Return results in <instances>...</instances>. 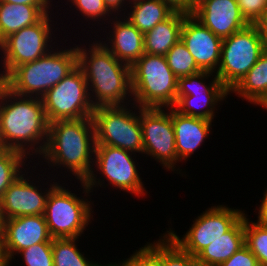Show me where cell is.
Segmentation results:
<instances>
[{
	"mask_svg": "<svg viewBox=\"0 0 267 266\" xmlns=\"http://www.w3.org/2000/svg\"><path fill=\"white\" fill-rule=\"evenodd\" d=\"M249 105L259 106L267 101V51L257 60V63L248 71L243 79L230 91Z\"/></svg>",
	"mask_w": 267,
	"mask_h": 266,
	"instance_id": "obj_25",
	"label": "cell"
},
{
	"mask_svg": "<svg viewBox=\"0 0 267 266\" xmlns=\"http://www.w3.org/2000/svg\"><path fill=\"white\" fill-rule=\"evenodd\" d=\"M180 40L202 71L217 72L222 39L212 33L192 14H187L184 18Z\"/></svg>",
	"mask_w": 267,
	"mask_h": 266,
	"instance_id": "obj_18",
	"label": "cell"
},
{
	"mask_svg": "<svg viewBox=\"0 0 267 266\" xmlns=\"http://www.w3.org/2000/svg\"><path fill=\"white\" fill-rule=\"evenodd\" d=\"M62 38L46 55L15 67L2 84L16 95L42 98L77 66L75 39L71 40L72 36Z\"/></svg>",
	"mask_w": 267,
	"mask_h": 266,
	"instance_id": "obj_4",
	"label": "cell"
},
{
	"mask_svg": "<svg viewBox=\"0 0 267 266\" xmlns=\"http://www.w3.org/2000/svg\"><path fill=\"white\" fill-rule=\"evenodd\" d=\"M245 213V245L256 256L260 266H267V226L251 220Z\"/></svg>",
	"mask_w": 267,
	"mask_h": 266,
	"instance_id": "obj_29",
	"label": "cell"
},
{
	"mask_svg": "<svg viewBox=\"0 0 267 266\" xmlns=\"http://www.w3.org/2000/svg\"><path fill=\"white\" fill-rule=\"evenodd\" d=\"M106 266H121V265L117 262V259L116 260L114 259L113 262L110 261L109 263H106Z\"/></svg>",
	"mask_w": 267,
	"mask_h": 266,
	"instance_id": "obj_45",
	"label": "cell"
},
{
	"mask_svg": "<svg viewBox=\"0 0 267 266\" xmlns=\"http://www.w3.org/2000/svg\"><path fill=\"white\" fill-rule=\"evenodd\" d=\"M265 51H267V33L264 35Z\"/></svg>",
	"mask_w": 267,
	"mask_h": 266,
	"instance_id": "obj_46",
	"label": "cell"
},
{
	"mask_svg": "<svg viewBox=\"0 0 267 266\" xmlns=\"http://www.w3.org/2000/svg\"><path fill=\"white\" fill-rule=\"evenodd\" d=\"M0 266H9V263L4 254V250L2 249L1 243H0Z\"/></svg>",
	"mask_w": 267,
	"mask_h": 266,
	"instance_id": "obj_42",
	"label": "cell"
},
{
	"mask_svg": "<svg viewBox=\"0 0 267 266\" xmlns=\"http://www.w3.org/2000/svg\"><path fill=\"white\" fill-rule=\"evenodd\" d=\"M174 12L168 4L161 0H134L129 2L124 16L145 34Z\"/></svg>",
	"mask_w": 267,
	"mask_h": 266,
	"instance_id": "obj_26",
	"label": "cell"
},
{
	"mask_svg": "<svg viewBox=\"0 0 267 266\" xmlns=\"http://www.w3.org/2000/svg\"><path fill=\"white\" fill-rule=\"evenodd\" d=\"M161 261L163 266H196V257L182 250L169 236L161 233Z\"/></svg>",
	"mask_w": 267,
	"mask_h": 266,
	"instance_id": "obj_32",
	"label": "cell"
},
{
	"mask_svg": "<svg viewBox=\"0 0 267 266\" xmlns=\"http://www.w3.org/2000/svg\"><path fill=\"white\" fill-rule=\"evenodd\" d=\"M16 256L18 258L12 259L9 262V266H13V262L17 263L19 261H22L20 263L21 265L24 264V266H54L52 243H39L32 245L31 247L20 251Z\"/></svg>",
	"mask_w": 267,
	"mask_h": 266,
	"instance_id": "obj_33",
	"label": "cell"
},
{
	"mask_svg": "<svg viewBox=\"0 0 267 266\" xmlns=\"http://www.w3.org/2000/svg\"><path fill=\"white\" fill-rule=\"evenodd\" d=\"M168 4L174 11L184 12V0H161Z\"/></svg>",
	"mask_w": 267,
	"mask_h": 266,
	"instance_id": "obj_41",
	"label": "cell"
},
{
	"mask_svg": "<svg viewBox=\"0 0 267 266\" xmlns=\"http://www.w3.org/2000/svg\"><path fill=\"white\" fill-rule=\"evenodd\" d=\"M0 2L26 5H51L49 0H0Z\"/></svg>",
	"mask_w": 267,
	"mask_h": 266,
	"instance_id": "obj_38",
	"label": "cell"
},
{
	"mask_svg": "<svg viewBox=\"0 0 267 266\" xmlns=\"http://www.w3.org/2000/svg\"><path fill=\"white\" fill-rule=\"evenodd\" d=\"M192 15L221 39L249 25L237 0H205Z\"/></svg>",
	"mask_w": 267,
	"mask_h": 266,
	"instance_id": "obj_20",
	"label": "cell"
},
{
	"mask_svg": "<svg viewBox=\"0 0 267 266\" xmlns=\"http://www.w3.org/2000/svg\"><path fill=\"white\" fill-rule=\"evenodd\" d=\"M205 0H184V13L192 14Z\"/></svg>",
	"mask_w": 267,
	"mask_h": 266,
	"instance_id": "obj_39",
	"label": "cell"
},
{
	"mask_svg": "<svg viewBox=\"0 0 267 266\" xmlns=\"http://www.w3.org/2000/svg\"><path fill=\"white\" fill-rule=\"evenodd\" d=\"M196 266H207V265H202V264L197 263Z\"/></svg>",
	"mask_w": 267,
	"mask_h": 266,
	"instance_id": "obj_49",
	"label": "cell"
},
{
	"mask_svg": "<svg viewBox=\"0 0 267 266\" xmlns=\"http://www.w3.org/2000/svg\"><path fill=\"white\" fill-rule=\"evenodd\" d=\"M1 229H2V221H1V218H0V243H1Z\"/></svg>",
	"mask_w": 267,
	"mask_h": 266,
	"instance_id": "obj_48",
	"label": "cell"
},
{
	"mask_svg": "<svg viewBox=\"0 0 267 266\" xmlns=\"http://www.w3.org/2000/svg\"><path fill=\"white\" fill-rule=\"evenodd\" d=\"M219 266H260L256 256L244 245Z\"/></svg>",
	"mask_w": 267,
	"mask_h": 266,
	"instance_id": "obj_35",
	"label": "cell"
},
{
	"mask_svg": "<svg viewBox=\"0 0 267 266\" xmlns=\"http://www.w3.org/2000/svg\"><path fill=\"white\" fill-rule=\"evenodd\" d=\"M44 215L19 216L2 220L1 245L8 263L32 245L52 243Z\"/></svg>",
	"mask_w": 267,
	"mask_h": 266,
	"instance_id": "obj_16",
	"label": "cell"
},
{
	"mask_svg": "<svg viewBox=\"0 0 267 266\" xmlns=\"http://www.w3.org/2000/svg\"><path fill=\"white\" fill-rule=\"evenodd\" d=\"M244 228L245 214L227 233L201 251L196 256L197 262L207 266H219L228 260L245 245Z\"/></svg>",
	"mask_w": 267,
	"mask_h": 266,
	"instance_id": "obj_23",
	"label": "cell"
},
{
	"mask_svg": "<svg viewBox=\"0 0 267 266\" xmlns=\"http://www.w3.org/2000/svg\"><path fill=\"white\" fill-rule=\"evenodd\" d=\"M104 26L96 32L94 37L116 59L131 67L145 53L144 34L128 21L124 15L114 16Z\"/></svg>",
	"mask_w": 267,
	"mask_h": 266,
	"instance_id": "obj_17",
	"label": "cell"
},
{
	"mask_svg": "<svg viewBox=\"0 0 267 266\" xmlns=\"http://www.w3.org/2000/svg\"><path fill=\"white\" fill-rule=\"evenodd\" d=\"M134 110V111H133ZM96 145H109L143 157V136L140 107H97L93 111Z\"/></svg>",
	"mask_w": 267,
	"mask_h": 266,
	"instance_id": "obj_9",
	"label": "cell"
},
{
	"mask_svg": "<svg viewBox=\"0 0 267 266\" xmlns=\"http://www.w3.org/2000/svg\"><path fill=\"white\" fill-rule=\"evenodd\" d=\"M267 187V186H266ZM264 188L265 190H263V197L261 198L262 200L259 201L258 203L260 204H256V208L253 209L257 214V219L254 220L255 222H257L258 224L267 226V188Z\"/></svg>",
	"mask_w": 267,
	"mask_h": 266,
	"instance_id": "obj_36",
	"label": "cell"
},
{
	"mask_svg": "<svg viewBox=\"0 0 267 266\" xmlns=\"http://www.w3.org/2000/svg\"><path fill=\"white\" fill-rule=\"evenodd\" d=\"M68 183L73 185L71 187L75 191ZM74 183L60 181L47 197L44 218L53 239L83 238L85 231L94 223V208L97 205L91 199L93 194L85 182Z\"/></svg>",
	"mask_w": 267,
	"mask_h": 266,
	"instance_id": "obj_5",
	"label": "cell"
},
{
	"mask_svg": "<svg viewBox=\"0 0 267 266\" xmlns=\"http://www.w3.org/2000/svg\"><path fill=\"white\" fill-rule=\"evenodd\" d=\"M49 1H50V4H51V5L53 4V7H54V8H58V7H59L58 3L60 4V2H61V4H62V2H63L64 0H58V1H55V0H49ZM55 2H57V3H55ZM54 3H55L56 5H54Z\"/></svg>",
	"mask_w": 267,
	"mask_h": 266,
	"instance_id": "obj_43",
	"label": "cell"
},
{
	"mask_svg": "<svg viewBox=\"0 0 267 266\" xmlns=\"http://www.w3.org/2000/svg\"><path fill=\"white\" fill-rule=\"evenodd\" d=\"M95 147L92 117L57 120L49 123L45 150L35 164L61 182H85L93 170Z\"/></svg>",
	"mask_w": 267,
	"mask_h": 266,
	"instance_id": "obj_1",
	"label": "cell"
},
{
	"mask_svg": "<svg viewBox=\"0 0 267 266\" xmlns=\"http://www.w3.org/2000/svg\"><path fill=\"white\" fill-rule=\"evenodd\" d=\"M265 52L264 36L254 24L222 39L220 63L215 73L231 91Z\"/></svg>",
	"mask_w": 267,
	"mask_h": 266,
	"instance_id": "obj_13",
	"label": "cell"
},
{
	"mask_svg": "<svg viewBox=\"0 0 267 266\" xmlns=\"http://www.w3.org/2000/svg\"><path fill=\"white\" fill-rule=\"evenodd\" d=\"M254 25L263 36L267 33V8L264 10L262 16L256 21Z\"/></svg>",
	"mask_w": 267,
	"mask_h": 266,
	"instance_id": "obj_40",
	"label": "cell"
},
{
	"mask_svg": "<svg viewBox=\"0 0 267 266\" xmlns=\"http://www.w3.org/2000/svg\"><path fill=\"white\" fill-rule=\"evenodd\" d=\"M261 109H263V112L264 110L267 112V101L262 105Z\"/></svg>",
	"mask_w": 267,
	"mask_h": 266,
	"instance_id": "obj_47",
	"label": "cell"
},
{
	"mask_svg": "<svg viewBox=\"0 0 267 266\" xmlns=\"http://www.w3.org/2000/svg\"><path fill=\"white\" fill-rule=\"evenodd\" d=\"M2 148L26 155L33 163L43 154L49 123L41 98L19 96L0 81Z\"/></svg>",
	"mask_w": 267,
	"mask_h": 266,
	"instance_id": "obj_3",
	"label": "cell"
},
{
	"mask_svg": "<svg viewBox=\"0 0 267 266\" xmlns=\"http://www.w3.org/2000/svg\"><path fill=\"white\" fill-rule=\"evenodd\" d=\"M228 97L230 91L215 73L200 71L178 78L176 104L173 108L185 116L215 121L219 117L216 114L219 107L224 102L228 103Z\"/></svg>",
	"mask_w": 267,
	"mask_h": 266,
	"instance_id": "obj_11",
	"label": "cell"
},
{
	"mask_svg": "<svg viewBox=\"0 0 267 266\" xmlns=\"http://www.w3.org/2000/svg\"><path fill=\"white\" fill-rule=\"evenodd\" d=\"M32 163L33 162L26 155L19 151L0 148V200L8 187L21 176Z\"/></svg>",
	"mask_w": 267,
	"mask_h": 266,
	"instance_id": "obj_28",
	"label": "cell"
},
{
	"mask_svg": "<svg viewBox=\"0 0 267 266\" xmlns=\"http://www.w3.org/2000/svg\"><path fill=\"white\" fill-rule=\"evenodd\" d=\"M82 238H54L52 239V253L54 266H106L99 260L94 261L86 254L78 243ZM78 242V243H77ZM91 259V260H90ZM105 264V265H104Z\"/></svg>",
	"mask_w": 267,
	"mask_h": 266,
	"instance_id": "obj_27",
	"label": "cell"
},
{
	"mask_svg": "<svg viewBox=\"0 0 267 266\" xmlns=\"http://www.w3.org/2000/svg\"><path fill=\"white\" fill-rule=\"evenodd\" d=\"M171 71L179 78L202 71L186 46L179 40L165 55Z\"/></svg>",
	"mask_w": 267,
	"mask_h": 266,
	"instance_id": "obj_30",
	"label": "cell"
},
{
	"mask_svg": "<svg viewBox=\"0 0 267 266\" xmlns=\"http://www.w3.org/2000/svg\"><path fill=\"white\" fill-rule=\"evenodd\" d=\"M172 123L177 151V174L186 179L188 175L184 169H180L181 166L179 164L187 163L194 153L196 154L198 150L201 151L199 148L203 147L207 138L208 140L212 139L215 122L182 115L172 107Z\"/></svg>",
	"mask_w": 267,
	"mask_h": 266,
	"instance_id": "obj_19",
	"label": "cell"
},
{
	"mask_svg": "<svg viewBox=\"0 0 267 266\" xmlns=\"http://www.w3.org/2000/svg\"><path fill=\"white\" fill-rule=\"evenodd\" d=\"M154 241H148L145 245L135 249L128 257L120 260L121 266H163L161 261V233Z\"/></svg>",
	"mask_w": 267,
	"mask_h": 266,
	"instance_id": "obj_31",
	"label": "cell"
},
{
	"mask_svg": "<svg viewBox=\"0 0 267 266\" xmlns=\"http://www.w3.org/2000/svg\"><path fill=\"white\" fill-rule=\"evenodd\" d=\"M107 9L114 15H124L129 2L127 0H103Z\"/></svg>",
	"mask_w": 267,
	"mask_h": 266,
	"instance_id": "obj_37",
	"label": "cell"
},
{
	"mask_svg": "<svg viewBox=\"0 0 267 266\" xmlns=\"http://www.w3.org/2000/svg\"><path fill=\"white\" fill-rule=\"evenodd\" d=\"M141 158L142 156L118 147L96 145L93 170L90 177L85 181L88 189L92 194L95 191L94 196L97 189L104 188L106 190V188L110 189L112 187L114 192L118 189L117 192L124 191L123 195L126 193L134 195L138 197V200L140 197L141 199L145 196L147 198L150 191L148 192L146 189L141 176L142 172H139L143 168L139 164V159L142 161Z\"/></svg>",
	"mask_w": 267,
	"mask_h": 266,
	"instance_id": "obj_7",
	"label": "cell"
},
{
	"mask_svg": "<svg viewBox=\"0 0 267 266\" xmlns=\"http://www.w3.org/2000/svg\"><path fill=\"white\" fill-rule=\"evenodd\" d=\"M177 84L165 56L144 53L131 66L133 103L141 108L174 107Z\"/></svg>",
	"mask_w": 267,
	"mask_h": 266,
	"instance_id": "obj_8",
	"label": "cell"
},
{
	"mask_svg": "<svg viewBox=\"0 0 267 266\" xmlns=\"http://www.w3.org/2000/svg\"><path fill=\"white\" fill-rule=\"evenodd\" d=\"M65 8L64 5L60 8H54L50 13L45 14L36 24L27 26L10 34L0 43V81H2L15 67L33 62L46 55L60 42L59 40H62V31H65L63 32V36H68V29H65L67 27L69 28L70 25L72 27V22H70L69 25L63 23L65 20L61 16L63 13L58 12H63ZM56 13L58 15H56ZM56 16L60 17L58 18Z\"/></svg>",
	"mask_w": 267,
	"mask_h": 266,
	"instance_id": "obj_6",
	"label": "cell"
},
{
	"mask_svg": "<svg viewBox=\"0 0 267 266\" xmlns=\"http://www.w3.org/2000/svg\"><path fill=\"white\" fill-rule=\"evenodd\" d=\"M246 210L239 207L230 208L228 204H212L192 220L188 230L178 235L172 228L169 218L168 229L165 232L182 250L196 257L213 241L227 233L245 214ZM171 220V221H170ZM182 236V237H181Z\"/></svg>",
	"mask_w": 267,
	"mask_h": 266,
	"instance_id": "obj_12",
	"label": "cell"
},
{
	"mask_svg": "<svg viewBox=\"0 0 267 266\" xmlns=\"http://www.w3.org/2000/svg\"><path fill=\"white\" fill-rule=\"evenodd\" d=\"M73 38H77V65L85 75L93 107L133 103L131 67L116 59L93 35Z\"/></svg>",
	"mask_w": 267,
	"mask_h": 266,
	"instance_id": "obj_2",
	"label": "cell"
},
{
	"mask_svg": "<svg viewBox=\"0 0 267 266\" xmlns=\"http://www.w3.org/2000/svg\"><path fill=\"white\" fill-rule=\"evenodd\" d=\"M143 158L156 161L162 169L177 174V151L172 108H141ZM146 155V156H145Z\"/></svg>",
	"mask_w": 267,
	"mask_h": 266,
	"instance_id": "obj_15",
	"label": "cell"
},
{
	"mask_svg": "<svg viewBox=\"0 0 267 266\" xmlns=\"http://www.w3.org/2000/svg\"><path fill=\"white\" fill-rule=\"evenodd\" d=\"M187 13L175 11L144 34V52L151 55L166 53L180 40L181 27Z\"/></svg>",
	"mask_w": 267,
	"mask_h": 266,
	"instance_id": "obj_24",
	"label": "cell"
},
{
	"mask_svg": "<svg viewBox=\"0 0 267 266\" xmlns=\"http://www.w3.org/2000/svg\"><path fill=\"white\" fill-rule=\"evenodd\" d=\"M54 9L53 5H26L0 2V43L27 26L36 24L45 14Z\"/></svg>",
	"mask_w": 267,
	"mask_h": 266,
	"instance_id": "obj_22",
	"label": "cell"
},
{
	"mask_svg": "<svg viewBox=\"0 0 267 266\" xmlns=\"http://www.w3.org/2000/svg\"><path fill=\"white\" fill-rule=\"evenodd\" d=\"M240 12L249 24H255L267 8V0H237Z\"/></svg>",
	"mask_w": 267,
	"mask_h": 266,
	"instance_id": "obj_34",
	"label": "cell"
},
{
	"mask_svg": "<svg viewBox=\"0 0 267 266\" xmlns=\"http://www.w3.org/2000/svg\"><path fill=\"white\" fill-rule=\"evenodd\" d=\"M0 148H2V122H1V113H0Z\"/></svg>",
	"mask_w": 267,
	"mask_h": 266,
	"instance_id": "obj_44",
	"label": "cell"
},
{
	"mask_svg": "<svg viewBox=\"0 0 267 266\" xmlns=\"http://www.w3.org/2000/svg\"><path fill=\"white\" fill-rule=\"evenodd\" d=\"M63 3H65L66 6L69 5L65 10L66 12L65 11L63 12L64 13L63 17L66 18V20H68L67 23L70 22L69 19H71L74 22V23H72L73 25H75L76 22L77 23L79 22L78 27L73 26L72 29H80L79 26L82 27L81 31L72 30V32H71V30H70V32H68V34H69L68 36H70V37H71V35L72 36L78 35V37H79V36H81V35H79L81 33L83 34V36L85 34H86V36H87V34H89V35L94 34L95 35L96 32H98L102 27H104V25L107 24L114 17V15L105 6L103 0H64V2H62V4H60L59 6H62ZM73 13L75 16H77V18L75 16L73 17V15H71ZM65 14H70L68 16L69 18H67V16ZM70 16H72V17L70 18ZM74 18H76L77 20H79L80 18L81 19L79 21H77V20H74ZM83 20H84V22H83ZM80 22H82V23H80ZM83 23H84V25L82 26ZM84 26H86V28ZM89 26H91V27H89ZM95 26H97V27H95ZM87 28L92 29V30H88ZM73 31H78V33L79 32L80 33L79 34L78 33L72 34ZM82 31H84V32H82ZM85 31H87V32L85 33Z\"/></svg>",
	"mask_w": 267,
	"mask_h": 266,
	"instance_id": "obj_21",
	"label": "cell"
},
{
	"mask_svg": "<svg viewBox=\"0 0 267 266\" xmlns=\"http://www.w3.org/2000/svg\"><path fill=\"white\" fill-rule=\"evenodd\" d=\"M41 99L48 123L92 117L95 109L85 75L78 65Z\"/></svg>",
	"mask_w": 267,
	"mask_h": 266,
	"instance_id": "obj_14",
	"label": "cell"
},
{
	"mask_svg": "<svg viewBox=\"0 0 267 266\" xmlns=\"http://www.w3.org/2000/svg\"><path fill=\"white\" fill-rule=\"evenodd\" d=\"M38 168L32 163L3 193L0 200L1 221L19 216L44 215L47 197L60 181Z\"/></svg>",
	"mask_w": 267,
	"mask_h": 266,
	"instance_id": "obj_10",
	"label": "cell"
}]
</instances>
